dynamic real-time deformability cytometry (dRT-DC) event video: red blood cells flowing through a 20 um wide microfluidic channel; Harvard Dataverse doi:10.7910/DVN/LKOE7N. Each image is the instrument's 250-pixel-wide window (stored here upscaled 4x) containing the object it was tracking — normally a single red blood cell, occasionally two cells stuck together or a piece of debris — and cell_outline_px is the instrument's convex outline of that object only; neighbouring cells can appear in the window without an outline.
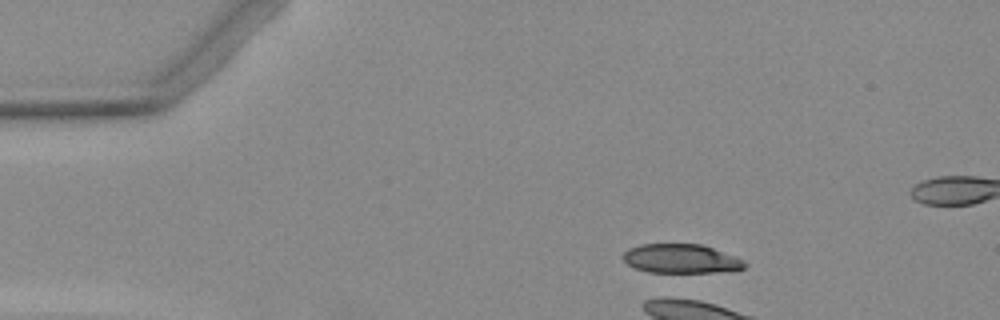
{"species": "Egyptian fruit bat (a non-hibernating species)", "species_latin": "Rousettus aegyptiacus", "temperature_condition": "warm", "stored_images_in_passage": 4, "camera_frame_rate_fps": 3000, "um_per_image_px": 0.085, "animal": {"sex": "female"}, "frame": {"image": 1, "passage_image": 1, "time_ms": 0.0, "image_size_px": [1000, 320], "cell_outline_px": [[748, 264], [744, 268], [712, 272], [648, 272], [636, 268], [628, 264], [624, 260], [624, 252], [628, 248], [640, 244], [700, 244], [736, 256], [744, 260]], "centroid_in_image_um": [57.88, 21.98], "position_along_channel_um": 27.1, "area_um2": 20.4}}